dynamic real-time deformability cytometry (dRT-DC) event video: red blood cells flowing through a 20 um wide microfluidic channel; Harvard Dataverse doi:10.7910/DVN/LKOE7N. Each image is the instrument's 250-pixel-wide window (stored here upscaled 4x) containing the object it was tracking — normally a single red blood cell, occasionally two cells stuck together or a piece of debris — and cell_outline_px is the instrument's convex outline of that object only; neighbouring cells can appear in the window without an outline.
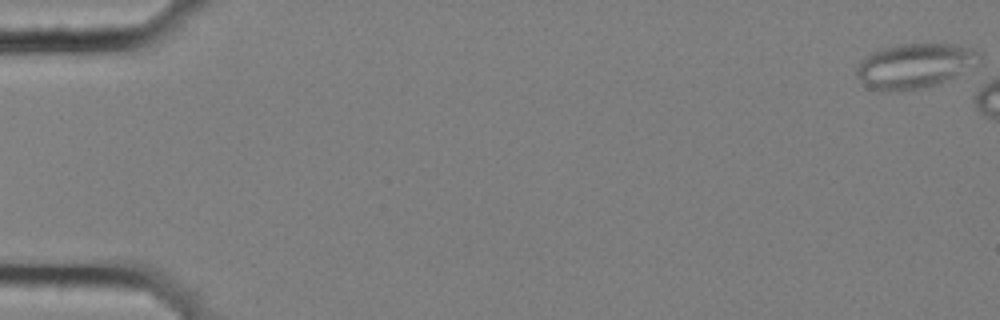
{"species": "common noctule bat (a hibernating species)", "species_latin": "Nyctalus noctula", "temperature_condition": "cold", "stored_images_in_passage": 4, "camera_frame_rate_fps": 3000, "um_per_image_px": 0.085, "animal": {"sex": "female", "body_mass_g": 25.1}, "frame": {"image": 1, "passage_image": 1, "time_ms": 0.0, "image_size_px": [1000, 320], "cell_outline_px": [[980, 56], [952, 76], [940, 84], [924, 88], [900, 92], [872, 88], [864, 84], [856, 76], [856, 68], [860, 60], [872, 52], [880, 48], [900, 44], [956, 44], [980, 48]], "centroid_in_image_um": [77.67, 5.58], "position_along_channel_um": 7.3, "area_um2": 31.62}}